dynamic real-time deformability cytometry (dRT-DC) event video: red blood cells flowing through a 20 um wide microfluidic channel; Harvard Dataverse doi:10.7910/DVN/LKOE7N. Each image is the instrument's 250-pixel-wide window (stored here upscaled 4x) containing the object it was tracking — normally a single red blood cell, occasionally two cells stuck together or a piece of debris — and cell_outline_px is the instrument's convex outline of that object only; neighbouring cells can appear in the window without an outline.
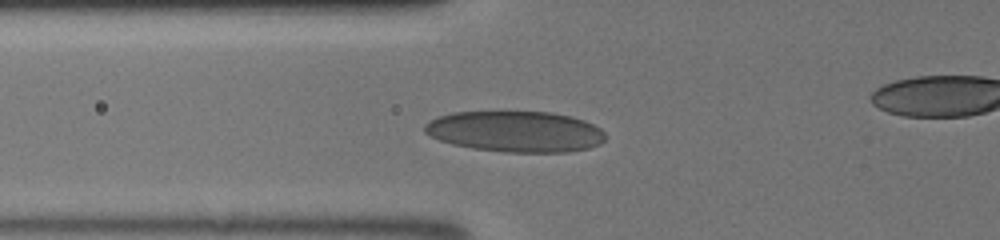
{"species": "human", "species_latin": "Homo sapiens", "temperature_condition": "room temperature", "stored_images_in_passage": 21, "camera_frame_rate_fps": 3000, "um_per_image_px": 0.085, "donor": {"sex": "male"}, "frame": {"image": 1, "passage_image": 15, "time_ms": 4.667, "image_size_px": [1000, 240], "cell_outline_px": [[604, 140], [600, 144], [588, 148], [568, 152], [504, 152], [472, 148], [452, 144], [440, 140], [424, 132], [424, 124], [436, 116], [452, 112], [500, 108], [552, 112], [572, 116], [584, 120], [600, 128], [604, 132]], "centroid_in_image_um": [43.77, 11.12], "position_along_channel_um": 82.0, "area_um2": 44.68}}
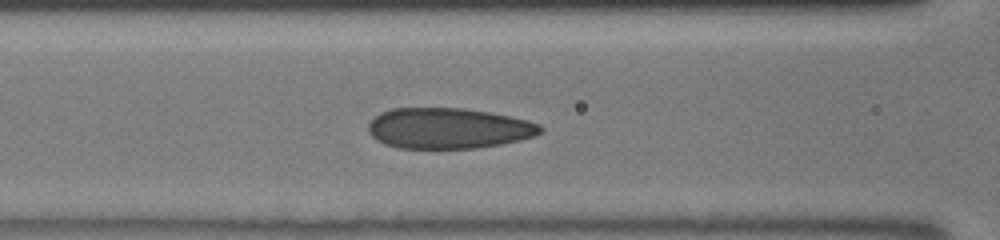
{"frame": {"image": 2, "passage_image": 18, "time_ms": 5.667, "image_size_px": [1000, 240], "cell_outline_px": [[544, 132], [532, 136], [500, 144], [476, 148], [396, 148], [384, 144], [376, 140], [368, 132], [368, 124], [380, 112], [392, 108], [464, 108], [488, 112], [528, 120], [540, 124], [544, 128]], "centroid_in_image_um": [38.09, 10.9], "position_along_channel_um": 128.5, "area_um2": 40.81}}
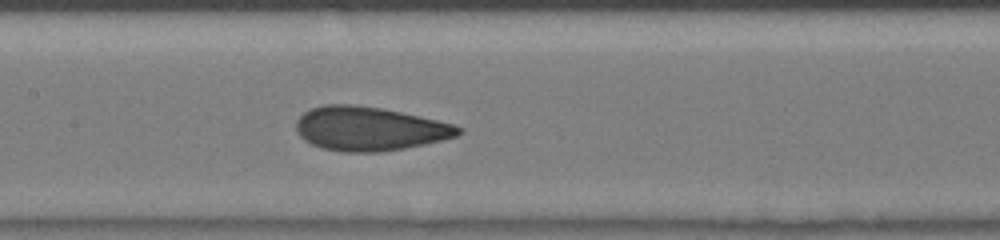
{"frame": {"image": 3, "passage_image": 21, "time_ms": 6.667, "image_size_px": [1000, 240], "cell_outline_px": [[464, 132], [456, 136], [424, 144], [404, 148], [380, 152], [344, 152], [320, 148], [304, 140], [296, 132], [296, 120], [304, 112], [312, 108], [324, 104], [352, 104], [380, 108], [420, 116], [452, 124], [464, 128]], "centroid_in_image_um": [31.37, 10.94], "position_along_channel_um": 176.0, "area_um2": 41.5}}